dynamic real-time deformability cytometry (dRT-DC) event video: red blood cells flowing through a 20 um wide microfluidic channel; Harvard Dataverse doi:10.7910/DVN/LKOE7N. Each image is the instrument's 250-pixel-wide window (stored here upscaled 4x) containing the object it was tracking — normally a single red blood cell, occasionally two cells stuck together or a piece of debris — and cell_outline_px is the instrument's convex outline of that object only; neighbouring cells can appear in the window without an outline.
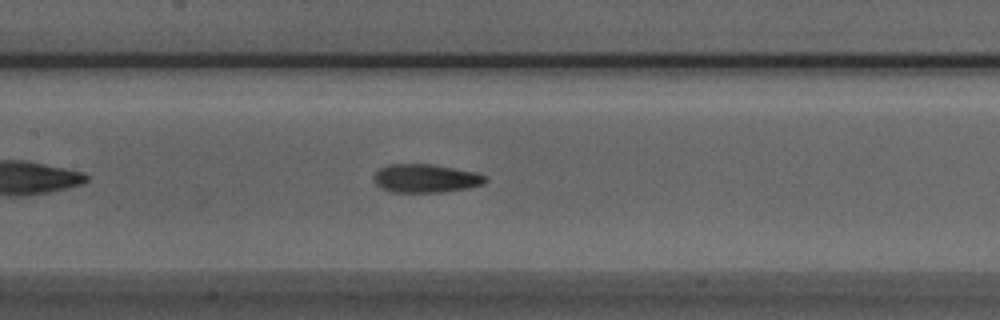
{"species": "Egyptian fruit bat (a non-hibernating species)", "species_latin": "Rousettus aegyptiacus", "temperature_condition": "room temperature", "stored_images_in_passage": 36, "camera_frame_rate_fps": 3000, "um_per_image_px": 0.085, "animal": {"sex": "male"}, "frame": {"image": 1, "passage_image": 13, "time_ms": 4.0, "image_size_px": [1000, 320], "cell_outline_px": [[488, 180], [484, 184], [468, 188], [444, 192], [388, 192], [380, 188], [372, 180], [372, 176], [380, 168], [388, 164], [432, 164], [476, 172], [488, 176]], "centroid_in_image_um": [36.18, 15.16], "position_along_channel_um": 171.2, "area_um2": 18.84}}
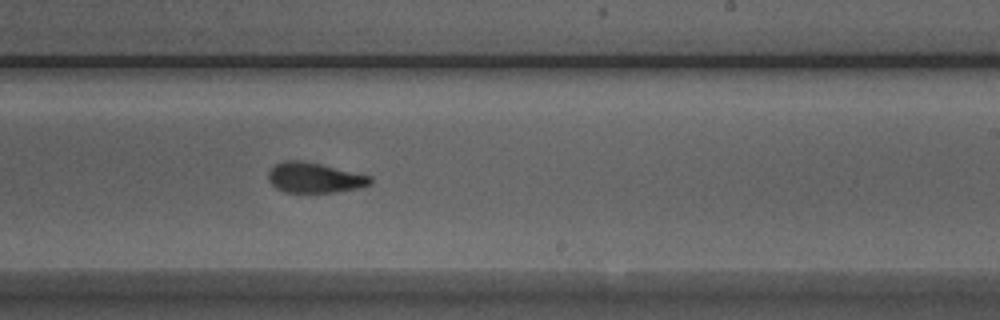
{"frame": {"image": 2, "passage_image": 20, "time_ms": 6.333, "image_size_px": [1000, 320], "cell_outline_px": [[372, 184], [356, 188], [332, 192], [284, 192], [276, 188], [268, 180], [268, 172], [276, 164], [284, 160], [300, 160], [320, 164], [372, 176]], "centroid_in_image_um": [26.72, 15.1], "position_along_channel_um": 262.3, "area_um2": 17.8}}
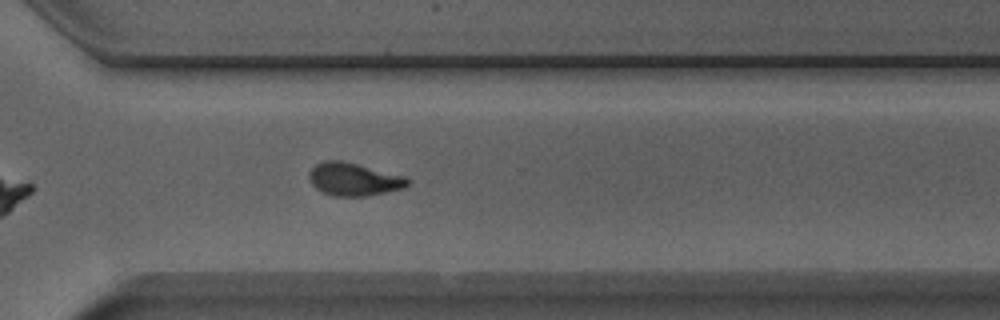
{"frame": {"image": 3, "passage_image": 26, "time_ms": 8.333, "image_size_px": [1000, 320], "cell_outline_px": [[408, 184], [404, 188], [368, 196], [332, 196], [316, 188], [308, 180], [308, 176], [312, 168], [316, 164], [324, 160], [340, 160], [404, 176], [408, 180]], "centroid_in_image_um": [30.03, 15.24], "position_along_channel_um": 340.6, "area_um2": 18.67}}